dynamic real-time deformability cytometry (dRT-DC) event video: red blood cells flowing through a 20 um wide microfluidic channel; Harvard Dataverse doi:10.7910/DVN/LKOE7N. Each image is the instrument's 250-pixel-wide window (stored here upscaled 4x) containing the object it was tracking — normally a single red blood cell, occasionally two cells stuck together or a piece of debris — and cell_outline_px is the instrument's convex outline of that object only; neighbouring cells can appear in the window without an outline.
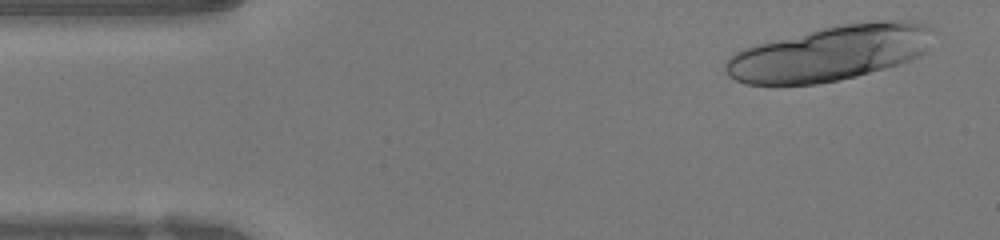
{"species": "human", "species_latin": "Homo sapiens", "temperature_condition": "warm", "stored_images_in_passage": 14, "camera_frame_rate_fps": 3000, "um_per_image_px": 0.085, "donor": {"sex": "female"}, "frame": {"image": 1, "passage_image": 2, "time_ms": 0.333, "image_size_px": [1000, 240], "cell_outline_px": [[932, 32], [924, 52], [920, 56], [900, 64], [856, 76], [816, 84], [744, 84], [728, 76], [724, 68], [724, 64], [736, 52], [744, 48], [756, 44], [820, 28], [840, 24], [876, 20], [904, 20], [924, 24], [932, 28]], "centroid_in_image_um": [70.55, 4.51], "position_along_channel_um": 14.5, "area_um2": 66.3}}